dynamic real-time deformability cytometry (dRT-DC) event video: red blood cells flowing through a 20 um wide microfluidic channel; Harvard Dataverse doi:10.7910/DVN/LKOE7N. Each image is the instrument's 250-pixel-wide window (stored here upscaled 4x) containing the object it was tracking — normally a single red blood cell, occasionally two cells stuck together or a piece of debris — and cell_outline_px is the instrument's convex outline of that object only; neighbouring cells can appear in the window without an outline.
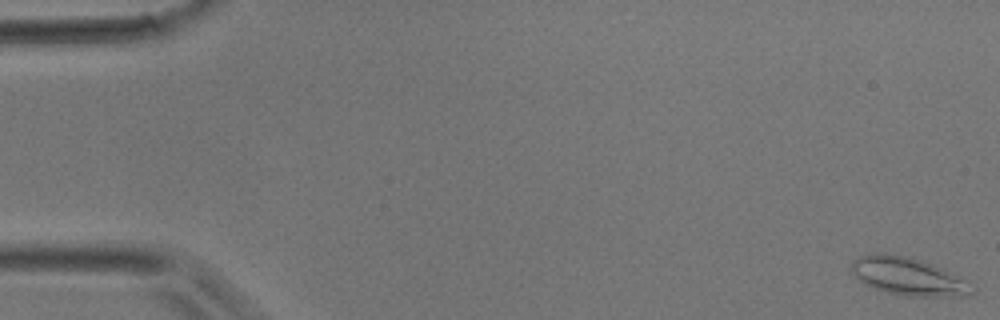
{"species": "common noctule bat (a hibernating species)", "species_latin": "Nyctalus noctula", "temperature_condition": "room temperature", "stored_images_in_passage": 4, "camera_frame_rate_fps": 3000, "um_per_image_px": 0.085, "animal": {"sex": "male", "body_mass_g": 17.9}, "frame": {"image": 1, "passage_image": 1, "time_ms": 0.0, "image_size_px": [1000, 320], "cell_outline_px": [[976, 288], [968, 296], [908, 296], [888, 292], [872, 288], [860, 280], [848, 268], [848, 264], [852, 260], [860, 256], [876, 252], [884, 252], [904, 256], [920, 260], [940, 268]], "centroid_in_image_um": [77.08, 23.48], "position_along_channel_um": 7.9, "area_um2": 26.18}}